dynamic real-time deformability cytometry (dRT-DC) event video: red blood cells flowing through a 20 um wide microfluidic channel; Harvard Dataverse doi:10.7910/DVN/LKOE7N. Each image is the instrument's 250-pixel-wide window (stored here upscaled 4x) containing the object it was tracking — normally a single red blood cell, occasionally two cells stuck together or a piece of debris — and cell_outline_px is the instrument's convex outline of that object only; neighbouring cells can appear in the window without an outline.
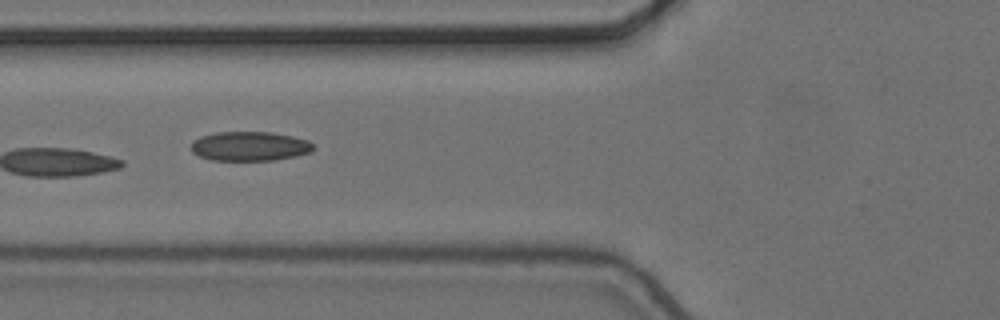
{"species": "common noctule bat (a hibernating species)", "species_latin": "Nyctalus noctula", "temperature_condition": "cold", "stored_images_in_passage": 7, "camera_frame_rate_fps": 3000, "um_per_image_px": 0.085, "animal": {"sex": "female", "body_mass_g": 24.6, "forearm_length_mm": 56.2}, "frame": {"image": 1, "passage_image": 6, "time_ms": 1.667, "image_size_px": [1000, 320], "cell_outline_px": [[316, 148], [312, 152], [296, 156], [272, 160], [212, 160], [200, 156], [192, 152], [192, 140], [200, 136], [216, 132], [272, 132], [292, 136], [308, 140]], "centroid_in_image_um": [21.24, 12.42], "position_along_channel_um": 104.6, "area_um2": 20.98}}